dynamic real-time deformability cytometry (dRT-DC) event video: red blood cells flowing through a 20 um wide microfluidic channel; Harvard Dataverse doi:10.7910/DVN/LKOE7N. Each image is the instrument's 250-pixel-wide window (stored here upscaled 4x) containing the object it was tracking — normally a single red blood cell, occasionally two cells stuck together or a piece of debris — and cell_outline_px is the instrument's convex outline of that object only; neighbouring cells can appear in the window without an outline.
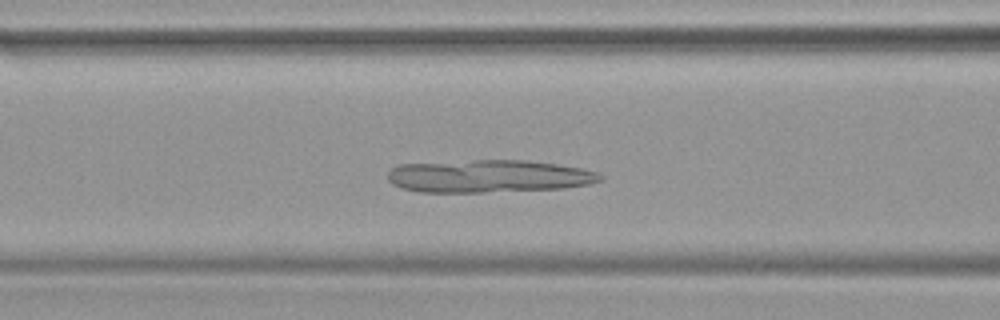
{"species": "common noctule bat (a hibernating species)", "species_latin": "Nyctalus noctula", "temperature_condition": "warm", "stored_images_in_passage": 43, "camera_frame_rate_fps": 3000, "um_per_image_px": 0.085, "animal": {"sex": "female", "body_mass_g": 19.9}, "frame": {"image": 1, "passage_image": 15, "time_ms": 4.667, "image_size_px": [1000, 320], "cell_outline_px": [[604, 180], [588, 184], [564, 188], [480, 192], [420, 192], [404, 188], [392, 184], [388, 180], [388, 172], [392, 168], [400, 164], [476, 160], [528, 160], [556, 164], [580, 168], [596, 172], [604, 176]], "centroid_in_image_um": [41.54, 14.97], "position_along_channel_um": 125.1, "area_um2": 40.34}}
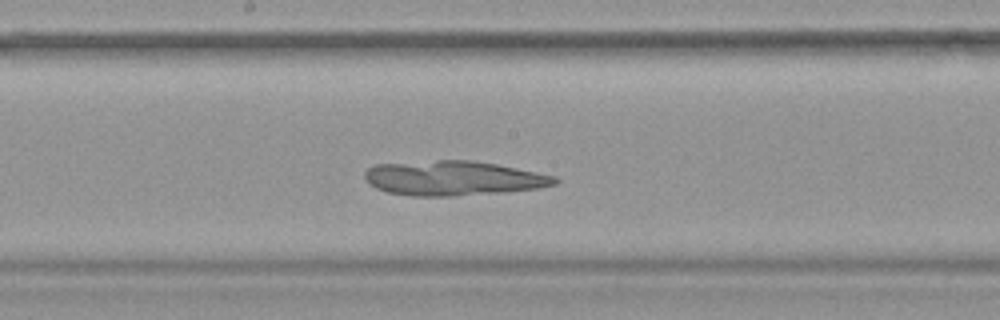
{"frame": {"image": 2, "passage_image": 21, "time_ms": 6.667, "image_size_px": [1000, 320], "cell_outline_px": [[560, 180], [556, 184], [540, 188], [500, 192], [452, 196], [412, 196], [388, 192], [376, 188], [368, 184], [364, 180], [364, 172], [368, 168], [376, 164], [436, 160], [468, 160], [496, 164], [556, 176]], "centroid_in_image_um": [38.5, 15.14], "position_along_channel_um": 209.7, "area_um2": 38.38}}
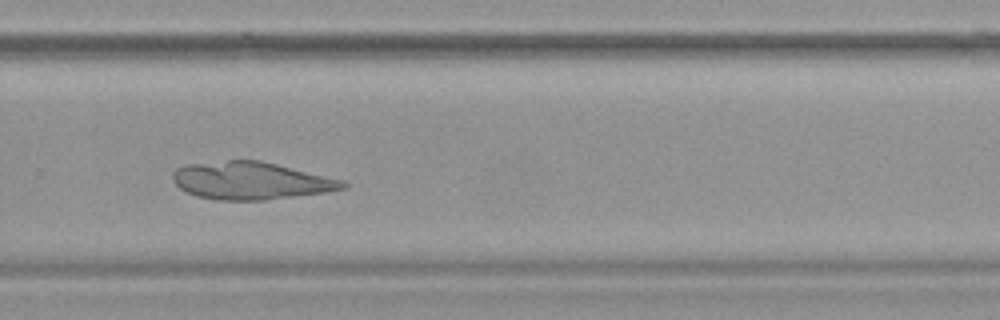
{"frame": {"image": 3, "passage_image": 28, "time_ms": 9.0, "image_size_px": [1000, 320], "cell_outline_px": [[348, 184], [344, 188], [324, 192], [264, 200], [216, 200], [196, 196], [180, 188], [172, 180], [172, 172], [176, 168], [184, 164], [228, 160], [260, 160], [344, 180]], "centroid_in_image_um": [21.28, 15.35], "position_along_channel_um": 308.5, "area_um2": 37.17}}